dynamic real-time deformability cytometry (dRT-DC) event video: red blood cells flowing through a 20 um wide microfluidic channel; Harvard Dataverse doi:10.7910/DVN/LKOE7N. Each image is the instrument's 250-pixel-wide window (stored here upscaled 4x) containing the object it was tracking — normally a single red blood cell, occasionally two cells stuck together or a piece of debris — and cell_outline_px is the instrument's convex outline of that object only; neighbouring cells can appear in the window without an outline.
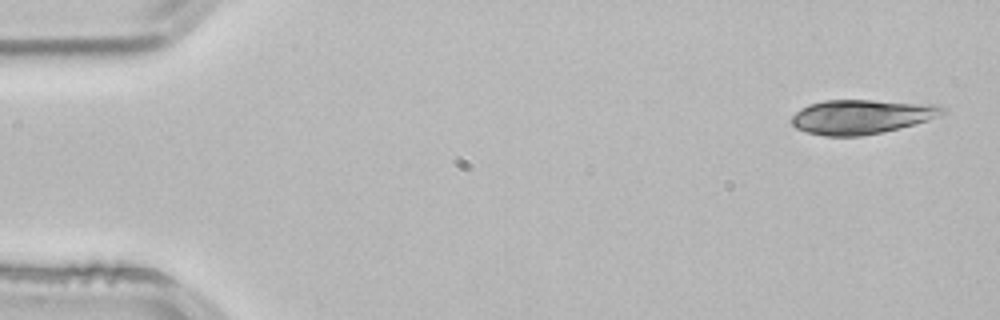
{"species": "common noctule bat (a hibernating species)", "species_latin": "Nyctalus noctula", "temperature_condition": "room temperature", "stored_images_in_passage": 3, "camera_frame_rate_fps": 3000, "um_per_image_px": 0.085, "animal": {"sex": "male", "body_mass_g": 21.5, "forearm_length_mm": 52.0}, "frame": {"image": 1, "passage_image": 1, "time_ms": 0.0, "image_size_px": [1000, 320], "cell_outline_px": [[948, 112], [940, 116], [928, 120], [884, 132], [860, 136], [824, 136], [808, 132], [796, 128], [792, 124], [792, 116], [800, 108], [808, 104], [824, 100], [872, 100], [936, 104], [944, 108]], "centroid_in_image_um": [73.24, 9.91], "position_along_channel_um": 11.8, "area_um2": 30.35}}